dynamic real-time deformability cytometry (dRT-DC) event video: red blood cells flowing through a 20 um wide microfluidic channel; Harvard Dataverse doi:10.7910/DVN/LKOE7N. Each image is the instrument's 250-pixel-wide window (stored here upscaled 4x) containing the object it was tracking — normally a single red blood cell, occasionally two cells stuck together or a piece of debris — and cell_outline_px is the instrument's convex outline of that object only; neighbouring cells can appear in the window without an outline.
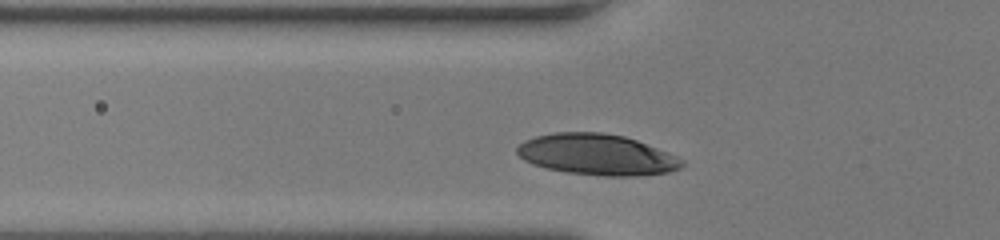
{"species": "human", "species_latin": "Homo sapiens", "temperature_condition": "room temperature", "stored_images_in_passage": 30, "camera_frame_rate_fps": 3000, "um_per_image_px": 0.085, "donor": {"sex": "female"}, "frame": {"image": 1, "passage_image": 7, "time_ms": 2.0, "image_size_px": [1000, 240], "cell_outline_px": [[684, 164], [680, 168], [668, 172], [640, 176], [604, 176], [568, 172], [548, 168], [532, 164], [524, 160], [516, 152], [516, 148], [524, 140], [536, 136], [552, 132], [604, 132], [624, 136], [636, 140], [668, 152], [684, 160]], "centroid_in_image_um": [50.74, 13.13], "position_along_channel_um": 75.1, "area_um2": 39.42}}
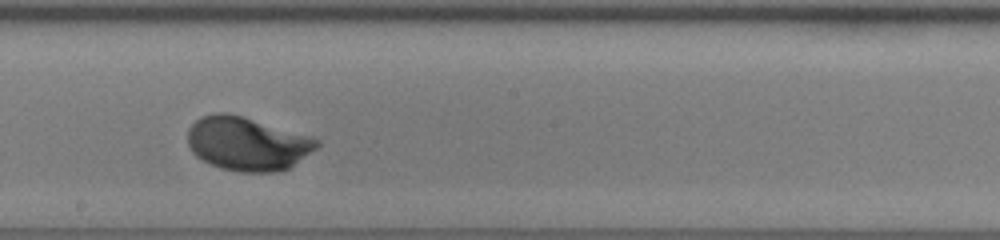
{"frame": {"image": 2, "passage_image": 18, "time_ms": 5.667, "image_size_px": [1000, 240], "cell_outline_px": [[320, 144], [316, 148], [288, 168], [280, 172], [240, 172], [220, 168], [196, 156], [192, 152], [188, 144], [188, 128], [200, 116], [216, 112], [228, 112], [312, 136], [320, 140]], "centroid_in_image_um": [21.01, 12.2], "position_along_channel_um": 227.2, "area_um2": 40.4}}
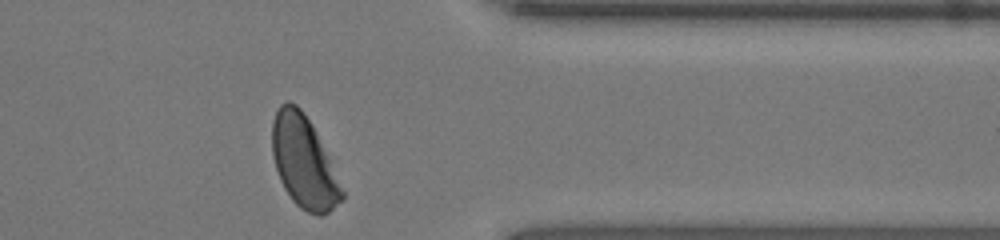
{"frame": {"image": 3, "passage_image": 30, "time_ms": 9.667, "image_size_px": [1000, 240], "cell_outline_px": [[344, 200], [328, 212], [320, 216], [316, 216], [300, 208], [292, 200], [284, 188], [280, 180], [272, 156], [272, 120], [276, 108], [280, 104], [288, 100], [296, 104], [300, 108], [308, 120], [328, 156], [344, 192]], "centroid_in_image_um": [25.8, 13.78], "position_along_channel_um": 385.6, "area_um2": 37.11}, "authors_computed_cell_mechanics": {"area_um2": 38.6104, "velocity_mm_per_s": 4.1601, "shape_relaxation_time_tau1_ms": 1.8287, "shape_relaxation_time_tau2_ms": null, "deformation_change_tau1": 0.1495, "deformation_change_tau2": null}}